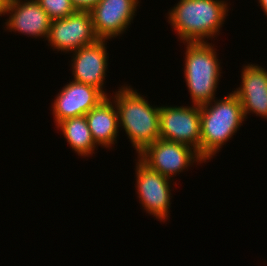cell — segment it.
Instances as JSON below:
<instances>
[{"instance_id": "obj_3", "label": "cell", "mask_w": 267, "mask_h": 266, "mask_svg": "<svg viewBox=\"0 0 267 266\" xmlns=\"http://www.w3.org/2000/svg\"><path fill=\"white\" fill-rule=\"evenodd\" d=\"M200 119V156L206 162H210L247 121L238 96L233 91L221 99L215 98L201 105Z\"/></svg>"}, {"instance_id": "obj_9", "label": "cell", "mask_w": 267, "mask_h": 266, "mask_svg": "<svg viewBox=\"0 0 267 266\" xmlns=\"http://www.w3.org/2000/svg\"><path fill=\"white\" fill-rule=\"evenodd\" d=\"M140 0H101L90 12L96 36L109 40L121 36L134 20Z\"/></svg>"}, {"instance_id": "obj_19", "label": "cell", "mask_w": 267, "mask_h": 266, "mask_svg": "<svg viewBox=\"0 0 267 266\" xmlns=\"http://www.w3.org/2000/svg\"><path fill=\"white\" fill-rule=\"evenodd\" d=\"M258 5L261 6V9L263 10L264 15L267 16V0H258Z\"/></svg>"}, {"instance_id": "obj_5", "label": "cell", "mask_w": 267, "mask_h": 266, "mask_svg": "<svg viewBox=\"0 0 267 266\" xmlns=\"http://www.w3.org/2000/svg\"><path fill=\"white\" fill-rule=\"evenodd\" d=\"M137 156L150 169L172 181L173 177L186 169L188 171L194 163L201 165L206 162L193 148L160 138L146 146Z\"/></svg>"}, {"instance_id": "obj_2", "label": "cell", "mask_w": 267, "mask_h": 266, "mask_svg": "<svg viewBox=\"0 0 267 266\" xmlns=\"http://www.w3.org/2000/svg\"><path fill=\"white\" fill-rule=\"evenodd\" d=\"M124 84L109 97L114 101L119 120V130H123L139 154L146 146L160 138V106L150 105L144 95ZM121 128V129H120Z\"/></svg>"}, {"instance_id": "obj_11", "label": "cell", "mask_w": 267, "mask_h": 266, "mask_svg": "<svg viewBox=\"0 0 267 266\" xmlns=\"http://www.w3.org/2000/svg\"><path fill=\"white\" fill-rule=\"evenodd\" d=\"M105 98L94 86L69 81L52 102L54 123L57 125L65 119L84 116Z\"/></svg>"}, {"instance_id": "obj_4", "label": "cell", "mask_w": 267, "mask_h": 266, "mask_svg": "<svg viewBox=\"0 0 267 266\" xmlns=\"http://www.w3.org/2000/svg\"><path fill=\"white\" fill-rule=\"evenodd\" d=\"M184 78L192 105H204L217 98L221 62L217 49L209 42H185Z\"/></svg>"}, {"instance_id": "obj_15", "label": "cell", "mask_w": 267, "mask_h": 266, "mask_svg": "<svg viewBox=\"0 0 267 266\" xmlns=\"http://www.w3.org/2000/svg\"><path fill=\"white\" fill-rule=\"evenodd\" d=\"M55 127L60 129L68 145L80 157L92 156L98 147L92 138L85 115L65 119Z\"/></svg>"}, {"instance_id": "obj_17", "label": "cell", "mask_w": 267, "mask_h": 266, "mask_svg": "<svg viewBox=\"0 0 267 266\" xmlns=\"http://www.w3.org/2000/svg\"><path fill=\"white\" fill-rule=\"evenodd\" d=\"M101 0H71L77 11H91Z\"/></svg>"}, {"instance_id": "obj_12", "label": "cell", "mask_w": 267, "mask_h": 266, "mask_svg": "<svg viewBox=\"0 0 267 266\" xmlns=\"http://www.w3.org/2000/svg\"><path fill=\"white\" fill-rule=\"evenodd\" d=\"M5 15L8 32L47 39L52 20L36 0H10Z\"/></svg>"}, {"instance_id": "obj_6", "label": "cell", "mask_w": 267, "mask_h": 266, "mask_svg": "<svg viewBox=\"0 0 267 266\" xmlns=\"http://www.w3.org/2000/svg\"><path fill=\"white\" fill-rule=\"evenodd\" d=\"M135 161V188L141 206L158 221L166 222L172 204L171 179L150 169L139 158Z\"/></svg>"}, {"instance_id": "obj_13", "label": "cell", "mask_w": 267, "mask_h": 266, "mask_svg": "<svg viewBox=\"0 0 267 266\" xmlns=\"http://www.w3.org/2000/svg\"><path fill=\"white\" fill-rule=\"evenodd\" d=\"M241 84L234 90L247 119L248 114H256L267 119V70L259 64L243 65L241 70Z\"/></svg>"}, {"instance_id": "obj_1", "label": "cell", "mask_w": 267, "mask_h": 266, "mask_svg": "<svg viewBox=\"0 0 267 266\" xmlns=\"http://www.w3.org/2000/svg\"><path fill=\"white\" fill-rule=\"evenodd\" d=\"M227 2V0H179L168 10L167 22L177 33L181 43L208 42V39L219 36L221 32L230 13Z\"/></svg>"}, {"instance_id": "obj_16", "label": "cell", "mask_w": 267, "mask_h": 266, "mask_svg": "<svg viewBox=\"0 0 267 266\" xmlns=\"http://www.w3.org/2000/svg\"><path fill=\"white\" fill-rule=\"evenodd\" d=\"M37 3L46 11L50 19L57 20L68 17L77 10L71 0H36Z\"/></svg>"}, {"instance_id": "obj_18", "label": "cell", "mask_w": 267, "mask_h": 266, "mask_svg": "<svg viewBox=\"0 0 267 266\" xmlns=\"http://www.w3.org/2000/svg\"><path fill=\"white\" fill-rule=\"evenodd\" d=\"M10 0H0V16H4L6 14L8 5Z\"/></svg>"}, {"instance_id": "obj_8", "label": "cell", "mask_w": 267, "mask_h": 266, "mask_svg": "<svg viewBox=\"0 0 267 266\" xmlns=\"http://www.w3.org/2000/svg\"><path fill=\"white\" fill-rule=\"evenodd\" d=\"M53 51L71 53L96 43L92 15L89 11H76L68 17L53 20L46 39Z\"/></svg>"}, {"instance_id": "obj_7", "label": "cell", "mask_w": 267, "mask_h": 266, "mask_svg": "<svg viewBox=\"0 0 267 266\" xmlns=\"http://www.w3.org/2000/svg\"><path fill=\"white\" fill-rule=\"evenodd\" d=\"M160 139L187 145L200 155V106H160Z\"/></svg>"}, {"instance_id": "obj_14", "label": "cell", "mask_w": 267, "mask_h": 266, "mask_svg": "<svg viewBox=\"0 0 267 266\" xmlns=\"http://www.w3.org/2000/svg\"><path fill=\"white\" fill-rule=\"evenodd\" d=\"M85 118L96 145L113 149L112 145L115 146L119 136L118 111L114 101L106 97L86 113Z\"/></svg>"}, {"instance_id": "obj_10", "label": "cell", "mask_w": 267, "mask_h": 266, "mask_svg": "<svg viewBox=\"0 0 267 266\" xmlns=\"http://www.w3.org/2000/svg\"><path fill=\"white\" fill-rule=\"evenodd\" d=\"M106 46L107 41L99 39L92 45L81 47L71 52L70 64L72 81L94 86L109 97L106 89L104 91L109 59Z\"/></svg>"}]
</instances>
